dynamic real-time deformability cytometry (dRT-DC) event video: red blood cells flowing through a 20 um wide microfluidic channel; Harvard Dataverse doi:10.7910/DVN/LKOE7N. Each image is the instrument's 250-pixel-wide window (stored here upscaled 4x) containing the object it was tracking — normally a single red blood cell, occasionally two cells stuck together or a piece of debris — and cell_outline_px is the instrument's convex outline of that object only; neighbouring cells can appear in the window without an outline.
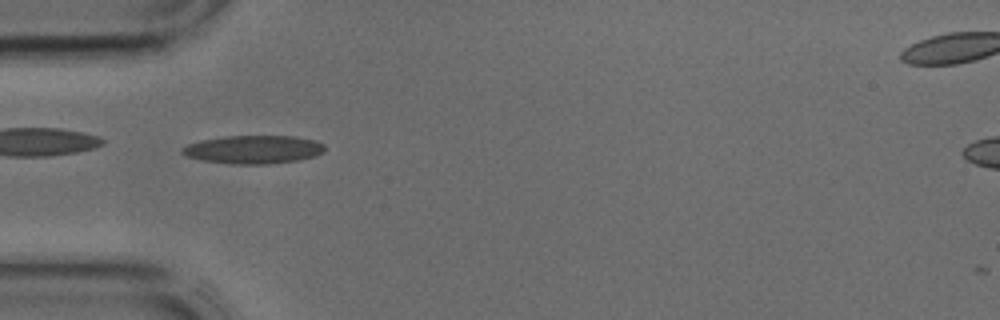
{"species": "common noctule bat (a hibernating species)", "species_latin": "Nyctalus noctula", "temperature_condition": "cold", "stored_images_in_passage": 31, "camera_frame_rate_fps": 3000, "um_per_image_px": 0.085, "animal": {"sex": "male", "body_mass_g": 17.9, "forearm_length_mm": 54.2}, "frame": {"image": 1, "passage_image": 1, "time_ms": 0.0, "image_size_px": [1000, 320], "cell_outline_px": [[324, 152], [316, 156], [296, 160], [268, 164], [228, 164], [200, 160], [184, 156], [180, 152], [180, 148], [188, 144], [200, 140], [224, 136], [296, 136], [316, 140], [324, 144]], "centroid_in_image_um": [21.5, 12.71], "position_along_channel_um": 63.5, "area_um2": 23.81}}